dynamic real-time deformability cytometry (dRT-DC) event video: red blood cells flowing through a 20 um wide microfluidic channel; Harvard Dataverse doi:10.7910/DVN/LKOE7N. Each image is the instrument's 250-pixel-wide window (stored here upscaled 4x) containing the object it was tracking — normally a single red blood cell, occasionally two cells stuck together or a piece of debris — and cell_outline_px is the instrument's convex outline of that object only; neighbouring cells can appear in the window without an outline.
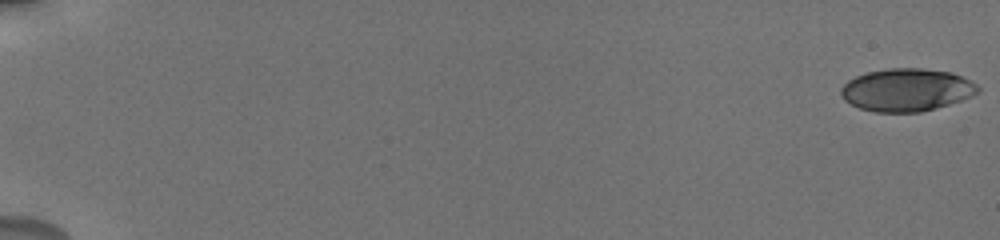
{"species": "human", "species_latin": "Homo sapiens", "temperature_condition": "cold", "stored_images_in_passage": 23, "camera_frame_rate_fps": 3000, "um_per_image_px": 0.085, "donor": {"sex": "male"}, "frame": {"image": 1, "passage_image": 1, "time_ms": 0.0, "image_size_px": [1000, 240], "cell_outline_px": [[980, 92], [972, 96], [936, 108], [920, 112], [876, 112], [860, 108], [844, 100], [840, 92], [840, 88], [848, 80], [856, 76], [868, 72], [888, 68], [920, 68], [952, 72], [972, 80], [980, 88]], "centroid_in_image_um": [77.08, 7.63], "position_along_channel_um": 7.9, "area_um2": 34.16}}
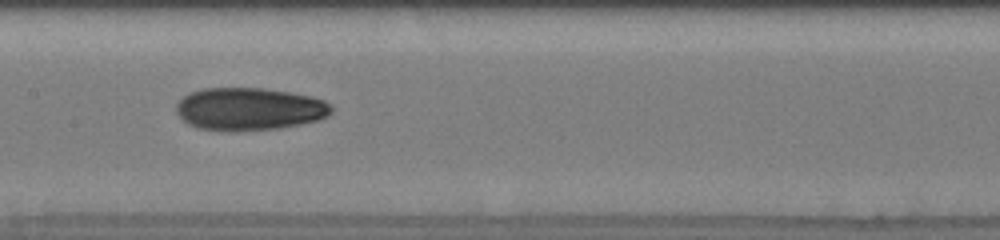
{"frame": {"image": 2, "passage_image": 12, "time_ms": 10.0, "image_size_px": [1000, 240], "cell_outline_px": [[332, 112], [328, 116], [316, 120], [300, 124], [280, 128], [236, 132], [232, 132], [196, 128], [188, 124], [176, 112], [176, 104], [184, 96], [192, 92], [204, 88], [264, 88], [312, 96], [324, 100], [332, 104]], "centroid_in_image_um": [21.2, 9.27], "position_along_channel_um": 186.2, "area_um2": 38.84}}
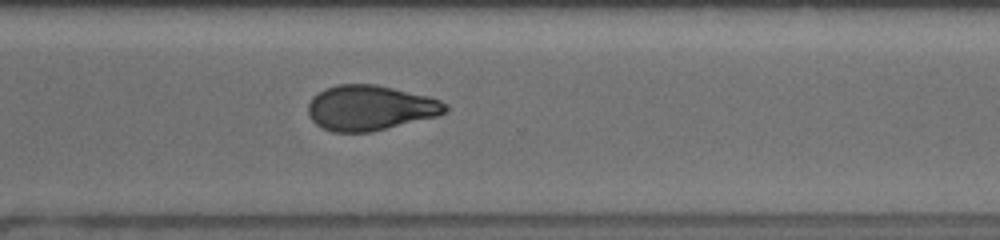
{"frame": {"image": 3, "passage_image": 23, "time_ms": 14.0, "image_size_px": [1000, 240], "cell_outline_px": [[448, 112], [436, 116], [372, 132], [332, 132], [316, 124], [312, 120], [308, 112], [308, 104], [312, 96], [324, 88], [336, 84], [376, 84], [428, 96], [440, 100], [448, 104]], "centroid_in_image_um": [31.45, 9.16], "position_along_channel_um": 339.1, "area_um2": 36.24}}